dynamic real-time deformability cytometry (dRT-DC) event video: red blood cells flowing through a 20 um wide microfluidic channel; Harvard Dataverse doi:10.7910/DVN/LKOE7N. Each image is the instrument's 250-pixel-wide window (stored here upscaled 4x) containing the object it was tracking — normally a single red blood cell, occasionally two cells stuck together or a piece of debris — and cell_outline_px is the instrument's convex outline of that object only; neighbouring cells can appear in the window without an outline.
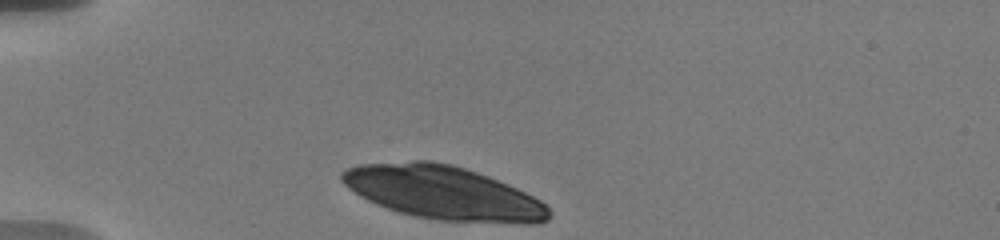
{"species": "human", "species_latin": "Homo sapiens", "temperature_condition": "warm", "stored_images_in_passage": 47, "camera_frame_rate_fps": 3000, "um_per_image_px": 0.085, "donor": {"sex": "male"}, "frame": {"image": 1, "passage_image": 1, "time_ms": 0.0, "image_size_px": [1000, 240], "cell_outline_px": [[552, 216], [548, 220], [540, 224], [520, 224], [440, 220], [412, 216], [376, 204], [360, 196], [348, 188], [340, 180], [340, 172], [348, 168], [360, 164], [412, 160], [432, 160], [452, 164], [488, 176], [508, 184], [540, 200], [552, 212]], "centroid_in_image_um": [37.69, 16.39], "position_along_channel_um": 47.3, "area_um2": 64.85}}